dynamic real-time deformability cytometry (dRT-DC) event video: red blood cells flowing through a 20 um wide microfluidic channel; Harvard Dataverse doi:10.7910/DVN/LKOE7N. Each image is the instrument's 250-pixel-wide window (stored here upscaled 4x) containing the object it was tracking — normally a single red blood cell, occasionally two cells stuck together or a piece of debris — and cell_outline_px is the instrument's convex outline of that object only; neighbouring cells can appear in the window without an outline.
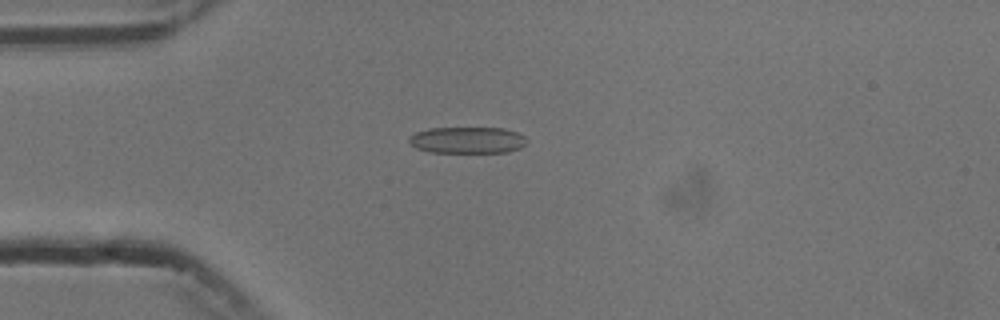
{"species": "common noctule bat (a hibernating species)", "species_latin": "Nyctalus noctula", "temperature_condition": "cold", "stored_images_in_passage": 6, "camera_frame_rate_fps": 3000, "um_per_image_px": 0.085, "animal": {"sex": "male", "body_mass_g": 13.3}, "frame": {"image": 1, "passage_image": 4, "time_ms": 4.333, "image_size_px": [1000, 320], "cell_outline_px": [[528, 140], [520, 148], [508, 152], [432, 152], [416, 148], [408, 140], [416, 132], [428, 128], [504, 128], [516, 132], [524, 136]], "centroid_in_image_um": [39.75, 11.9], "position_along_channel_um": 45.2, "area_um2": 18.03}}
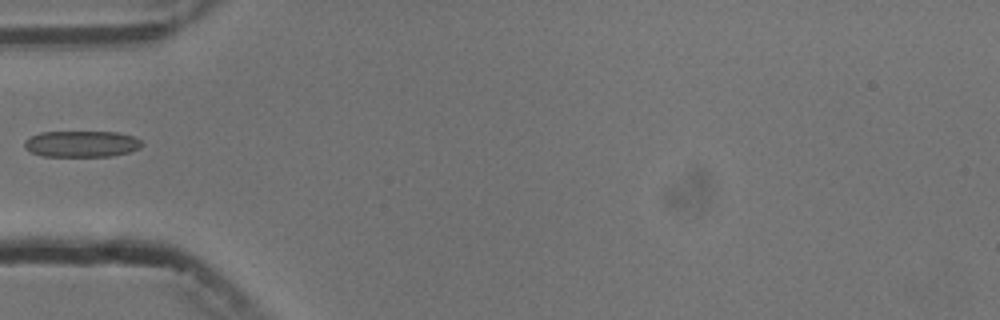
{"frame": {"image": 2, "passage_image": 5, "time_ms": 5.667, "image_size_px": [1000, 320], "cell_outline_px": [[144, 144], [140, 148], [128, 152], [112, 156], [40, 156], [24, 148], [24, 140], [28, 136], [40, 132], [116, 132], [132, 136], [140, 140]], "centroid_in_image_um": [6.89, 12.23], "position_along_channel_um": 78.1, "area_um2": 18.09}}
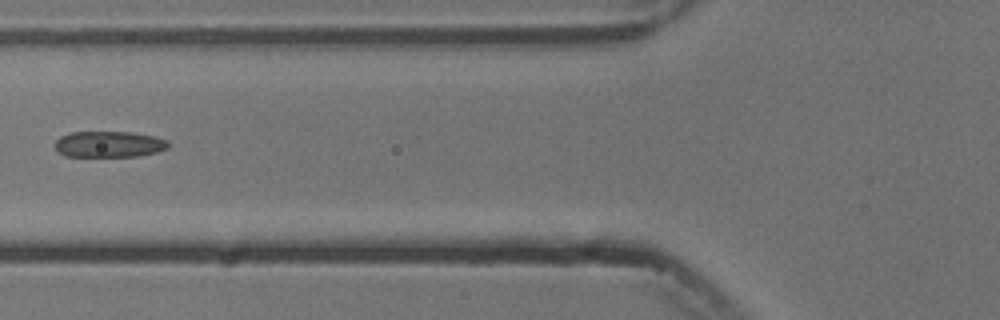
{"frame": {"image": 3, "passage_image": 6, "time_ms": 6.667, "image_size_px": [1000, 320], "cell_outline_px": [[168, 148], [156, 152], [136, 156], [64, 156], [56, 152], [56, 140], [60, 136], [72, 132], [132, 132], [156, 136], [168, 140]], "centroid_in_image_um": [9.26, 12.25], "position_along_channel_um": 116.5, "area_um2": 17.28}}